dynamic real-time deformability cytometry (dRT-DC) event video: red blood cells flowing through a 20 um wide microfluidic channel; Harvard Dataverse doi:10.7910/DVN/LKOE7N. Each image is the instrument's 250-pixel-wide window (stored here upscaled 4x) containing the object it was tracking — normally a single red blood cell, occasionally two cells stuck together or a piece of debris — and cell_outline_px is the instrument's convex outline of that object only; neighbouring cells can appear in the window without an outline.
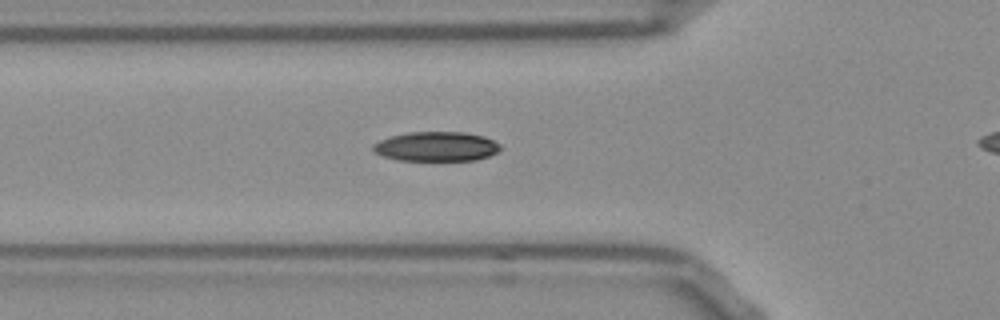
{"species": "Egyptian fruit bat (a non-hibernating species)", "species_latin": "Rousettus aegyptiacus", "temperature_condition": "room temperature", "stored_images_in_passage": 33, "camera_frame_rate_fps": 3000, "um_per_image_px": 0.085, "frame": {"image": 1, "passage_image": 6, "time_ms": 1.667, "image_size_px": [1000, 320], "cell_outline_px": [[500, 148], [496, 152], [488, 156], [476, 160], [396, 160], [384, 156], [376, 152], [372, 148], [372, 144], [380, 140], [392, 136], [408, 132], [464, 132], [484, 136], [500, 144]], "centroid_in_image_um": [37.08, 12.45], "position_along_channel_um": 88.7, "area_um2": 21.73}}
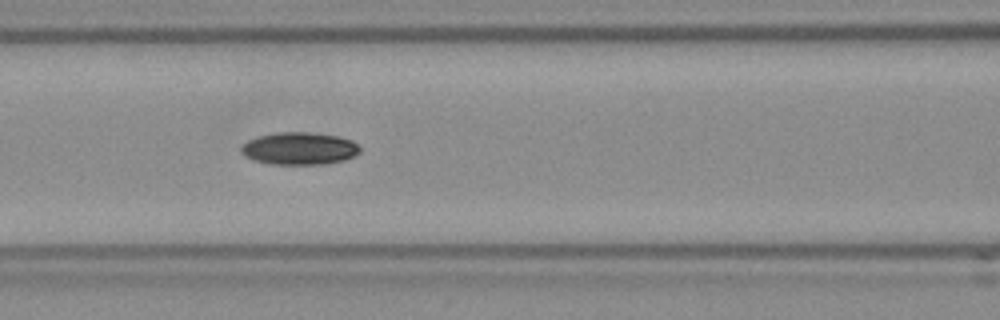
{"frame": {"image": 2, "passage_image": 10, "time_ms": 3.0, "image_size_px": [1000, 320], "cell_outline_px": [[360, 152], [356, 156], [344, 160], [324, 164], [272, 164], [252, 160], [244, 156], [240, 152], [240, 148], [248, 140], [256, 136], [280, 132], [308, 132], [340, 136], [352, 140], [360, 148]], "centroid_in_image_um": [25.44, 12.62], "position_along_channel_um": 141.2, "area_um2": 22.66}}